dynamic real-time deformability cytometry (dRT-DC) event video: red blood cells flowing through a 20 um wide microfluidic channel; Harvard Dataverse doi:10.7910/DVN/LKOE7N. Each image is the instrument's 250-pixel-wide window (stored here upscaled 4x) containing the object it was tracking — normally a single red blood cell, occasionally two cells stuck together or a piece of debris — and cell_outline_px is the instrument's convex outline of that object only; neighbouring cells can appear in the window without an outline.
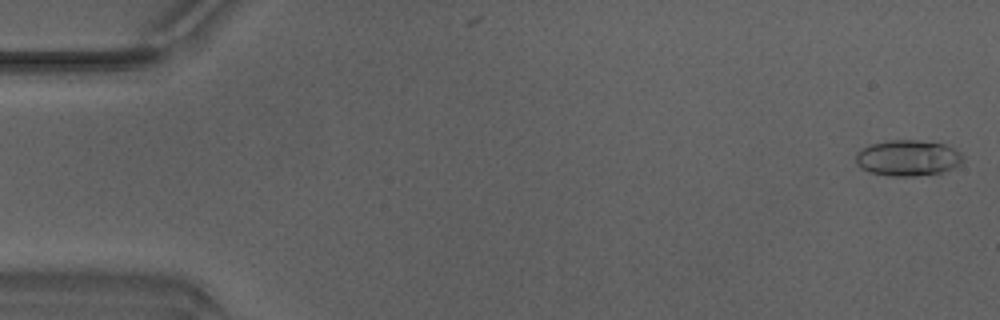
{"species": "Egyptian fruit bat (a non-hibernating species)", "species_latin": "Rousettus aegyptiacus", "temperature_condition": "warm", "stored_images_in_passage": 14, "camera_frame_rate_fps": 3000, "um_per_image_px": 0.085, "animal": {"sex": "male"}, "frame": {"image": 1, "passage_image": 1, "time_ms": 0.0, "image_size_px": [1000, 320], "cell_outline_px": [[964, 160], [960, 164], [944, 172], [916, 176], [888, 176], [868, 172], [860, 168], [856, 160], [856, 152], [860, 148], [868, 144], [888, 140], [916, 140], [944, 144], [960, 152], [964, 156]], "centroid_in_image_um": [77.14, 13.43], "position_along_channel_um": 7.9, "area_um2": 22.72}}
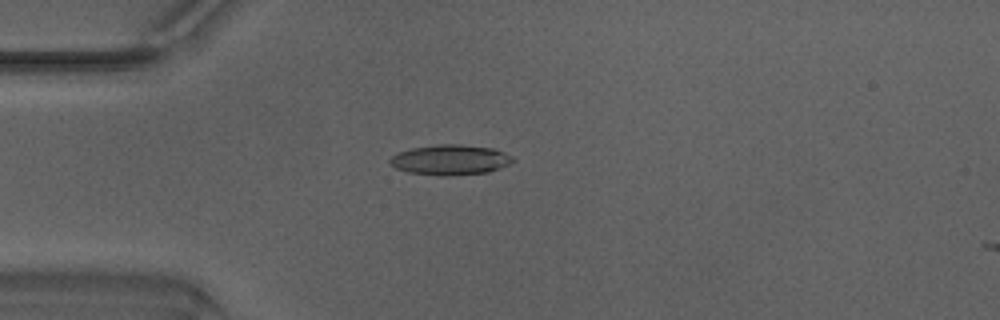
{"frame": {"image": 2, "passage_image": 13, "time_ms": 4.0, "image_size_px": [1000, 320], "cell_outline_px": [[516, 160], [500, 168], [488, 172], [448, 176], [440, 176], [408, 172], [396, 168], [388, 160], [396, 152], [412, 148], [436, 144], [460, 144], [492, 148], [504, 152], [512, 156]], "centroid_in_image_um": [38.27, 13.58], "position_along_channel_um": 46.7, "area_um2": 21.73}}